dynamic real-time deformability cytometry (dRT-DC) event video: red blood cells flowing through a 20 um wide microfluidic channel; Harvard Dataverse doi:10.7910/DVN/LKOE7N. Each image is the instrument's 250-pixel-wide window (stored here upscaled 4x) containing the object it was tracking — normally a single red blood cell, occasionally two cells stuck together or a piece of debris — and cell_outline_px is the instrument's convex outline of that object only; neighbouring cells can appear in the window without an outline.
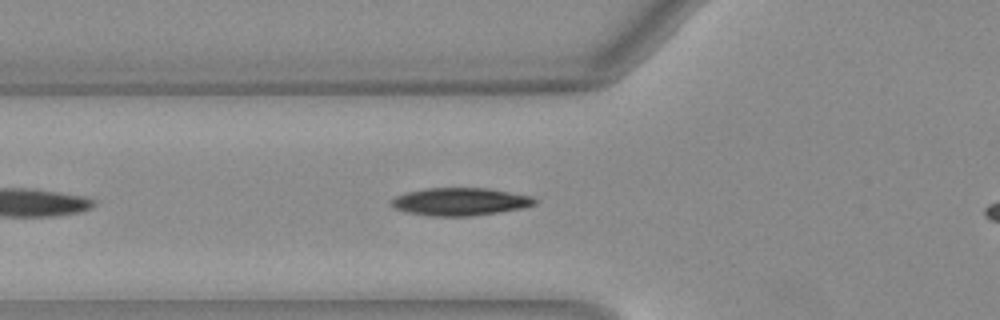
{"species": "Egyptian fruit bat (a non-hibernating species)", "species_latin": "Rousettus aegyptiacus", "temperature_condition": "warm", "stored_images_in_passage": 34, "camera_frame_rate_fps": 3000, "um_per_image_px": 0.085, "animal": {"sex": "female"}, "frame": {"image": 1, "passage_image": 6, "time_ms": 1.667, "image_size_px": [1000, 320], "cell_outline_px": [[536, 204], [520, 208], [472, 216], [428, 216], [408, 212], [396, 208], [388, 204], [388, 200], [396, 196], [408, 192], [424, 188], [488, 188], [532, 196], [536, 200]], "centroid_in_image_um": [39.06, 17.13], "position_along_channel_um": 86.7, "area_um2": 23.12}}
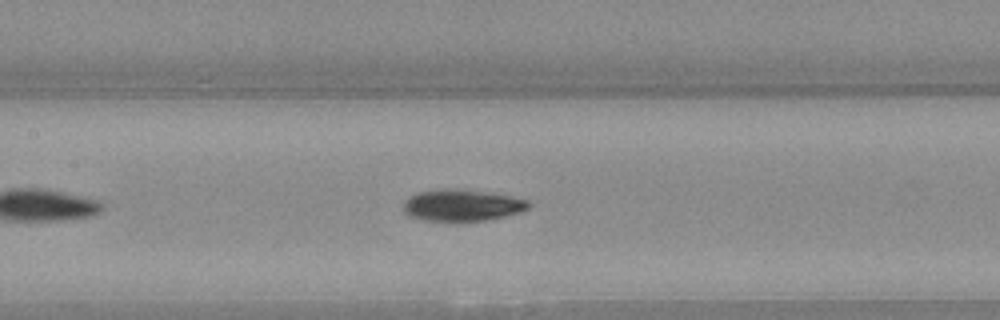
{"frame": {"image": 2, "passage_image": 12, "time_ms": 3.667, "image_size_px": [1000, 320], "cell_outline_px": [[532, 204], [528, 208], [520, 212], [488, 220], [464, 224], [452, 224], [424, 220], [408, 216], [404, 212], [404, 200], [408, 196], [416, 192], [440, 188], [456, 188], [512, 196], [528, 200]], "centroid_in_image_um": [39.22, 17.49], "position_along_channel_um": 168.2, "area_um2": 24.22}}
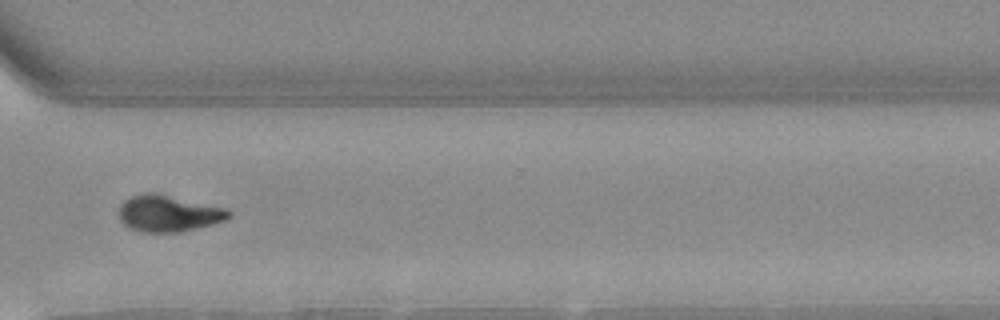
{"frame": {"image": 3, "passage_image": 26, "time_ms": 8.333, "image_size_px": [1000, 320], "cell_outline_px": [[232, 216], [224, 220], [212, 224], [180, 232], [144, 232], [132, 228], [124, 224], [120, 220], [120, 204], [124, 200], [132, 196], [164, 196], [224, 208], [232, 212]], "centroid_in_image_um": [14.33, 18.2], "position_along_channel_um": 356.3, "area_um2": 22.02}}